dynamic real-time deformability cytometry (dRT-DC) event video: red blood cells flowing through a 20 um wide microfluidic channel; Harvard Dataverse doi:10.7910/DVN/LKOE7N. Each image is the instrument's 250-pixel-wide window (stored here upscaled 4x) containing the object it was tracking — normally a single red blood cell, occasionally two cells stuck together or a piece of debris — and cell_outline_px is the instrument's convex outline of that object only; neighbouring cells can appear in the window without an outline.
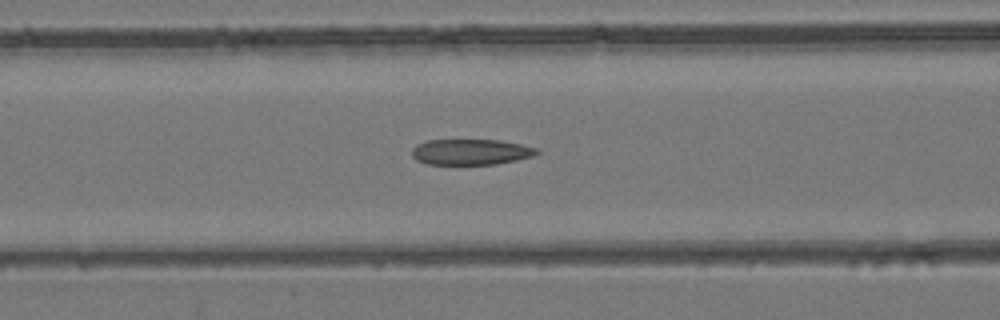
{"species": "common noctule bat (a hibernating species)", "species_latin": "Nyctalus noctula", "temperature_condition": "room temperature", "stored_images_in_passage": 54, "camera_frame_rate_fps": 3000, "um_per_image_px": 0.085, "animal": {"sex": "female", "body_mass_g": 24.6, "forearm_length_mm": 56.2}, "frame": {"image": 1, "passage_image": 23, "time_ms": 7.333, "image_size_px": [1000, 320], "cell_outline_px": [[540, 152], [532, 156], [516, 160], [496, 164], [424, 164], [416, 160], [412, 156], [412, 148], [416, 144], [428, 140], [500, 140], [520, 144], [536, 148]], "centroid_in_image_um": [39.98, 12.91], "position_along_channel_um": 126.6, "area_um2": 18.73}}
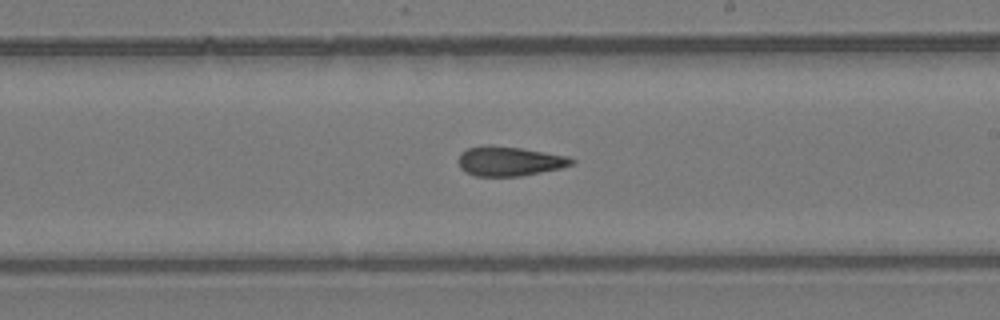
{"frame": {"image": 2, "passage_image": 32, "time_ms": 10.333, "image_size_px": [1000, 320], "cell_outline_px": [[576, 160], [572, 164], [560, 168], [520, 176], [476, 176], [464, 172], [460, 168], [460, 152], [468, 148], [520, 148], [568, 156]], "centroid_in_image_um": [43.34, 13.75], "position_along_channel_um": 245.7, "area_um2": 18.61}}
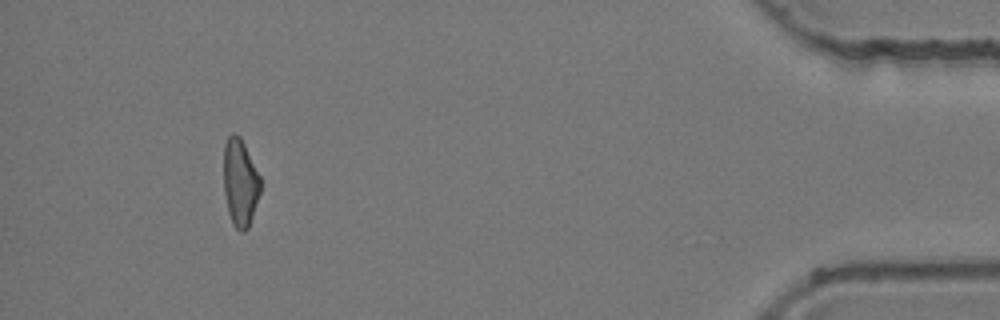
{"frame": {"image": 3, "passage_image": 50, "time_ms": 16.333, "image_size_px": [1000, 320], "cell_outline_px": [[260, 192], [248, 228], [244, 232], [240, 232], [232, 224], [228, 212], [224, 192], [224, 144], [228, 136], [232, 132], [240, 136], [260, 176]], "centroid_in_image_um": [20.4, 15.52], "position_along_channel_um": 414.8, "area_um2": 18.67}, "authors_computed_cell_mechanics": {"area_um2": 19.8543, "velocity_mm_per_s": 3.9674, "shape_relaxation_time_tau1_ms": null, "shape_relaxation_time_tau2_ms": 2.9862, "deformation_change_tau1": null, "deformation_change_tau2": 0.1133}}